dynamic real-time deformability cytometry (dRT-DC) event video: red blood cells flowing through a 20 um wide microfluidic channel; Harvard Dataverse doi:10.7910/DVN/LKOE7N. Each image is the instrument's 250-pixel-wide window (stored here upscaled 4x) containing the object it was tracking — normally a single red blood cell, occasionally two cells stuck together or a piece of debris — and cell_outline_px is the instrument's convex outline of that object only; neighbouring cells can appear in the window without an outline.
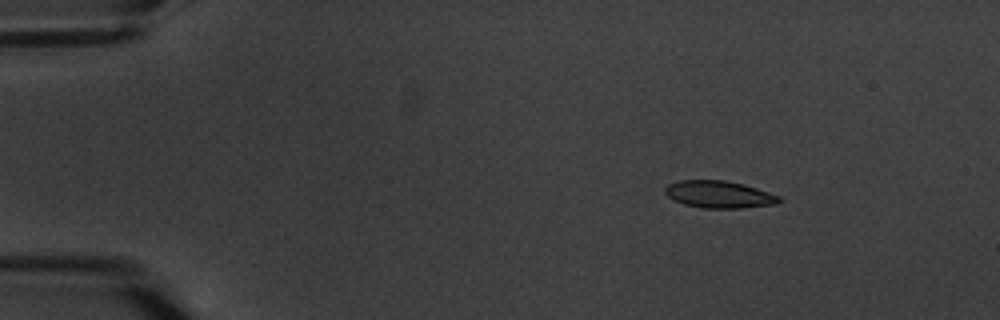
{"species": "common noctule bat (a hibernating species)", "species_latin": "Nyctalus noctula", "temperature_condition": "warm", "stored_images_in_passage": 6, "camera_frame_rate_fps": 3000, "um_per_image_px": 0.085, "animal": {"sex": "male", "body_mass_g": 20.1, "forearm_length_mm": 53.5}, "frame": {"image": 1, "passage_image": 2, "time_ms": 1.333, "image_size_px": [1000, 320], "cell_outline_px": [[784, 200], [776, 204], [740, 208], [704, 208], [684, 204], [672, 200], [664, 192], [664, 188], [668, 184], [680, 180], [724, 180], [744, 184], [780, 196]], "centroid_in_image_um": [61.12, 16.52], "position_along_channel_um": 23.9, "area_um2": 18.15}}
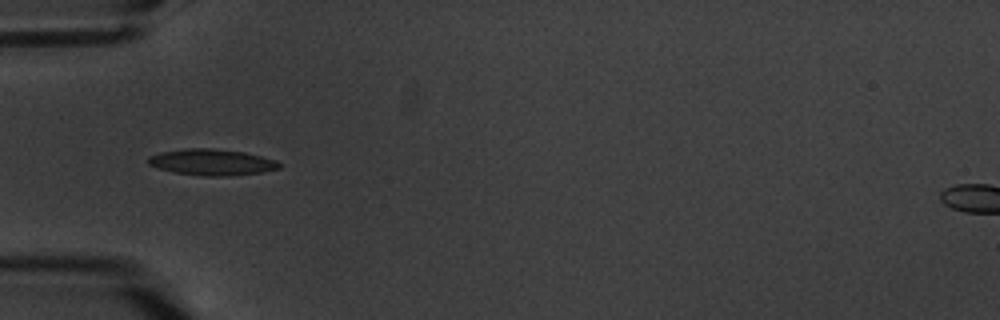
{"frame": {"image": 2, "passage_image": 5, "time_ms": 5.0, "image_size_px": [1000, 320], "cell_outline_px": [[280, 168], [260, 172], [228, 176], [204, 176], [176, 172], [156, 168], [148, 164], [148, 156], [160, 152], [188, 148], [212, 148], [244, 152], [276, 160], [280, 164]], "centroid_in_image_um": [17.97, 13.78], "position_along_channel_um": 67.0, "area_um2": 19.88}}